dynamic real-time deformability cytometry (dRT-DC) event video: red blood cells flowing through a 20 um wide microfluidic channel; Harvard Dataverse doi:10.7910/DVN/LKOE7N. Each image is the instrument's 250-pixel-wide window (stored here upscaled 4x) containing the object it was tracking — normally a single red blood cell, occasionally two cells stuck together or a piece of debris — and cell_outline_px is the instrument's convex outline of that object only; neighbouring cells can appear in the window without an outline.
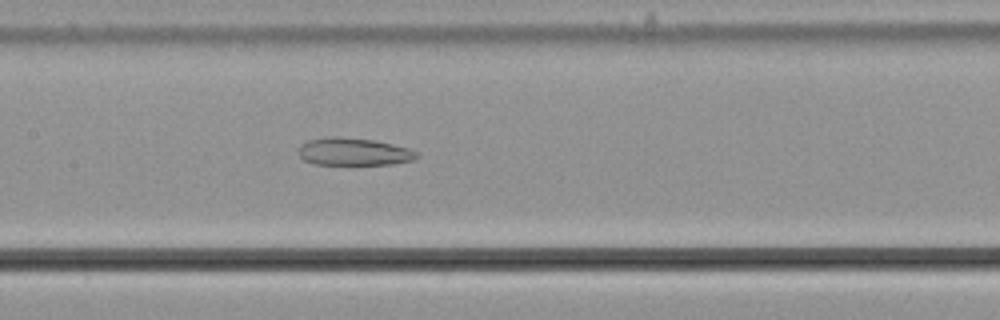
{"species": "common noctule bat (a hibernating species)", "species_latin": "Nyctalus noctula", "temperature_condition": "cold", "stored_images_in_passage": 39, "camera_frame_rate_fps": 3000, "um_per_image_px": 0.085, "animal": {"sex": "male", "body_mass_g": 21.5, "forearm_length_mm": 52.0}, "frame": {"image": 1, "passage_image": 15, "time_ms": 4.667, "image_size_px": [1000, 320], "cell_outline_px": [[420, 156], [412, 160], [392, 164], [352, 168], [312, 164], [304, 160], [296, 152], [300, 144], [308, 140], [328, 136], [340, 136], [372, 140], [392, 144], [408, 148], [416, 152]], "centroid_in_image_um": [30.0, 12.95], "position_along_channel_um": 177.4, "area_um2": 20.23}}
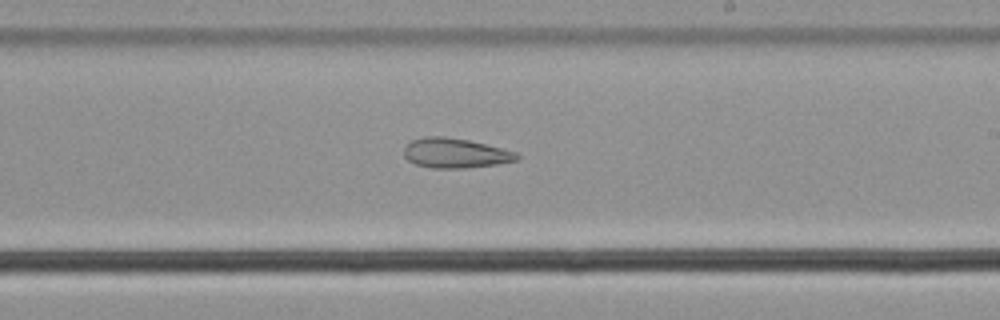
{"frame": {"image": 2, "passage_image": 21, "time_ms": 6.667, "image_size_px": [1000, 320], "cell_outline_px": [[520, 156], [516, 160], [496, 164], [464, 168], [432, 168], [416, 164], [408, 160], [404, 156], [404, 148], [412, 140], [424, 136], [444, 136], [468, 140], [516, 152]], "centroid_in_image_um": [38.66, 13.01], "position_along_channel_um": 250.3, "area_um2": 19.36}}
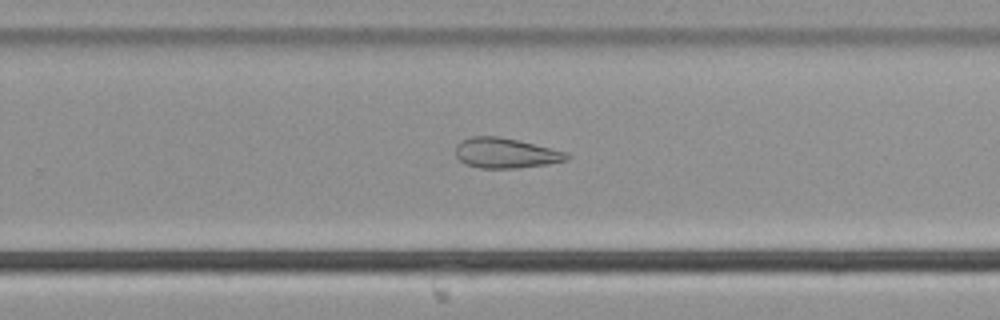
{"frame": {"image": 3, "passage_image": 24, "time_ms": 7.667, "image_size_px": [1000, 320], "cell_outline_px": [[572, 156], [568, 160], [548, 164], [516, 168], [480, 168], [464, 164], [456, 156], [456, 144], [460, 140], [472, 136], [500, 136], [520, 140], [568, 152]], "centroid_in_image_um": [43.0, 13.0], "position_along_channel_um": 286.8, "area_um2": 19.88}, "authors_computed_cell_mechanics": {"area_um2": 21.4438, "velocity_mm_per_s": 3.6627, "shape_relaxation_time_tau1_ms": null, "shape_relaxation_time_tau2_ms": 4.767, "deformation_change_tau1": null, "deformation_change_tau2": 0.1244}}